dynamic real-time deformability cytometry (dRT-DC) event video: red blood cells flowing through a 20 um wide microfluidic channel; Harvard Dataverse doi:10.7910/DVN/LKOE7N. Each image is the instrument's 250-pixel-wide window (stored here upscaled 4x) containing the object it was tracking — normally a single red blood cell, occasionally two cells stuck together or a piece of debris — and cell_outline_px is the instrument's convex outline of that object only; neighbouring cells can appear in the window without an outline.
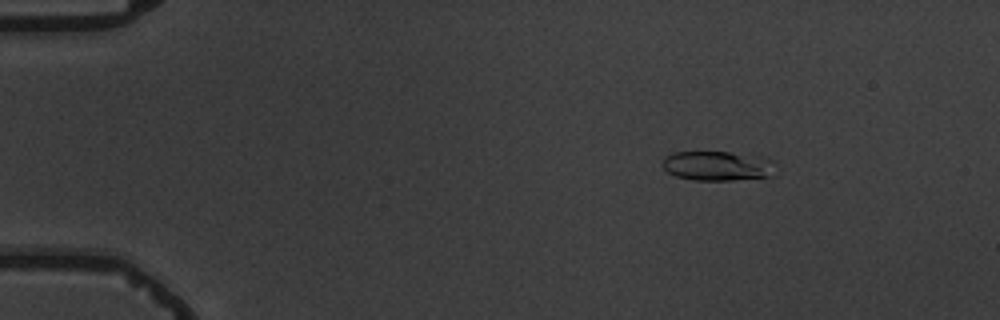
{"species": "common noctule bat (a hibernating species)", "species_latin": "Nyctalus noctula", "temperature_condition": "warm", "stored_images_in_passage": 5, "camera_frame_rate_fps": 3000, "um_per_image_px": 0.085, "animal": {"sex": "male", "body_mass_g": 19.5, "forearm_length_mm": 54.6}, "frame": {"image": 1, "passage_image": 1, "time_ms": 0.0, "image_size_px": [1000, 320], "cell_outline_px": [[776, 176], [732, 180], [696, 180], [676, 176], [668, 172], [660, 164], [664, 156], [672, 152], [728, 152], [768, 156], [772, 160]], "centroid_in_image_um": [61.03, 14.09], "position_along_channel_um": 24.0, "area_um2": 19.94}}
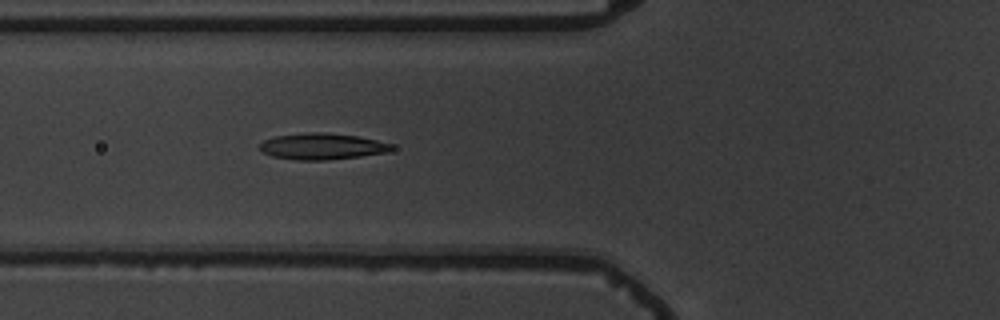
{"frame": {"image": 2, "passage_image": 5, "time_ms": 4.333, "image_size_px": [1000, 320], "cell_outline_px": [[396, 148], [388, 152], [360, 156], [328, 160], [296, 160], [272, 156], [264, 152], [260, 148], [260, 144], [264, 140], [276, 136], [304, 132], [324, 132], [356, 136], [376, 140], [392, 144]], "centroid_in_image_um": [27.39, 12.44], "position_along_channel_um": 98.4, "area_um2": 20.17}}